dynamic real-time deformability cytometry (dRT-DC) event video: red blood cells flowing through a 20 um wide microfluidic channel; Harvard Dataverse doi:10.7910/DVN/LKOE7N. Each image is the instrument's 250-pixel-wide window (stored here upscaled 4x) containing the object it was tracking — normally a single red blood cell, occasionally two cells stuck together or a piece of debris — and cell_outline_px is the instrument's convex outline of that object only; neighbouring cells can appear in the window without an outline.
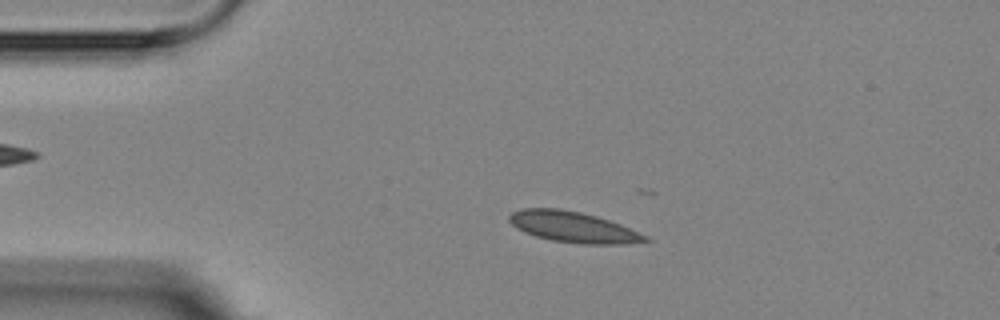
{"species": "Egyptian fruit bat (a non-hibernating species)", "species_latin": "Rousettus aegyptiacus", "temperature_condition": "room temperature", "stored_images_in_passage": 4, "camera_frame_rate_fps": 3000, "um_per_image_px": 0.085, "animal": {"sex": "female"}, "frame": {"image": 1, "passage_image": 3, "time_ms": 2.333, "image_size_px": [1000, 320], "cell_outline_px": [[652, 240], [628, 244], [580, 244], [552, 240], [536, 236], [524, 232], [516, 228], [508, 220], [508, 216], [512, 212], [520, 208], [560, 208], [580, 212], [596, 216], [620, 224], [648, 236]], "centroid_in_image_um": [48.71, 19.3], "position_along_channel_um": 36.3, "area_um2": 24.51}}